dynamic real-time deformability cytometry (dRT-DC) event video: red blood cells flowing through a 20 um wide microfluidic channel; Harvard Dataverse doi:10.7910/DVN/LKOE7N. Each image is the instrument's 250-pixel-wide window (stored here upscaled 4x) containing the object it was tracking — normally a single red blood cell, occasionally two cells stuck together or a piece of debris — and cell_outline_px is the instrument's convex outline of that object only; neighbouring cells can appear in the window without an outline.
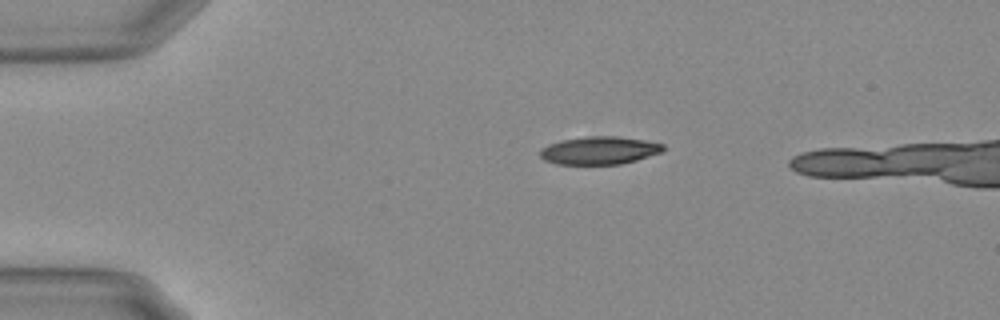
{"species": "Egyptian fruit bat (a non-hibernating species)", "species_latin": "Rousettus aegyptiacus", "temperature_condition": "warm", "stored_images_in_passage": 40, "camera_frame_rate_fps": 3000, "um_per_image_px": 0.085, "animal": {"sex": "female"}, "frame": {"image": 1, "passage_image": 1, "time_ms": 0.0, "image_size_px": [1000, 320], "cell_outline_px": [[664, 148], [660, 152], [636, 160], [620, 164], [556, 164], [544, 160], [540, 156], [540, 148], [548, 144], [560, 140], [588, 136], [616, 136], [644, 140], [664, 144]], "centroid_in_image_um": [50.89, 12.78], "position_along_channel_um": 34.1, "area_um2": 19.94}}
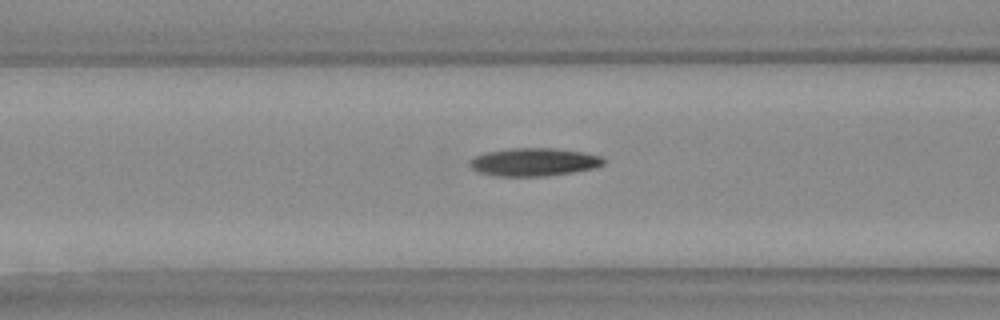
{"frame": {"image": 2, "passage_image": 12, "time_ms": 3.667, "image_size_px": [1000, 320], "cell_outline_px": [[604, 164], [592, 168], [572, 172], [544, 176], [492, 176], [480, 172], [472, 168], [468, 164], [468, 160], [484, 152], [508, 148], [556, 148], [584, 152], [604, 156]], "centroid_in_image_um": [45.36, 13.76], "position_along_channel_um": 121.2, "area_um2": 22.02}}
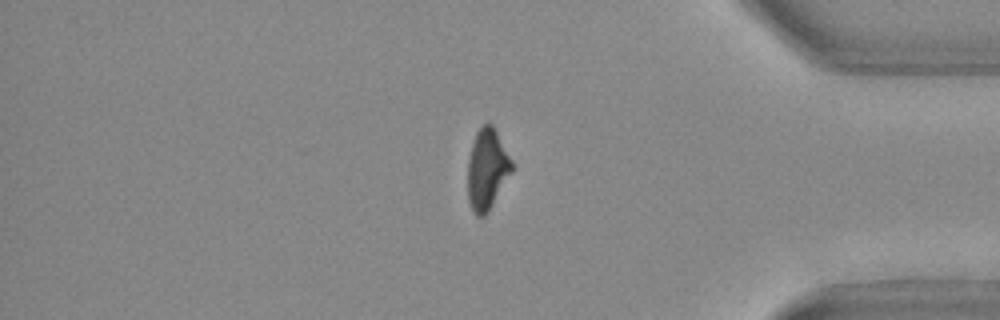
{"frame": {"image": 3, "passage_image": 36, "time_ms": 11.667, "image_size_px": [1000, 320], "cell_outline_px": [[512, 172], [488, 212], [484, 216], [476, 216], [472, 212], [468, 200], [468, 160], [472, 144], [476, 132], [488, 120], [492, 124], [512, 160]], "centroid_in_image_um": [41.39, 14.4], "position_along_channel_um": 393.8, "area_um2": 20.75}, "authors_computed_cell_mechanics": {"area_um2": 21.5594, "velocity_mm_per_s": 3.717, "shape_relaxation_time_tau1_ms": 9.9007, "shape_relaxation_time_tau2_ms": 3.535, "deformation_change_tau1": 0.2871, "deformation_change_tau2": 0.1127}}